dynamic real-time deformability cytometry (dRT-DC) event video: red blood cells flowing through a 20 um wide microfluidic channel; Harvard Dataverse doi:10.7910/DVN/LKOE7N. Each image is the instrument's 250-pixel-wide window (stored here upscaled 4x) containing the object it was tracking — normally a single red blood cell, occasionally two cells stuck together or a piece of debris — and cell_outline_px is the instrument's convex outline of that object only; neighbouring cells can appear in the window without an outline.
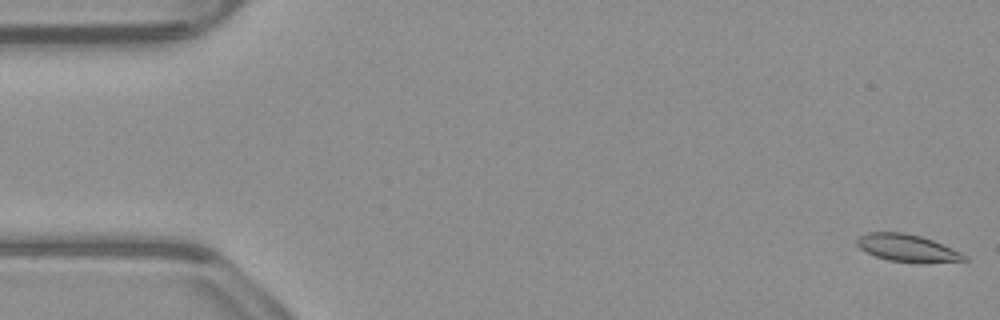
{"species": "common noctule bat (a hibernating species)", "species_latin": "Nyctalus noctula", "temperature_condition": "warm", "stored_images_in_passage": 54, "segment_of_instrument_passage": [1, 2], "camera_frame_rate_fps": 3000, "um_per_image_px": 0.085, "animal": {"sex": "male", "body_mass_g": 23.1, "forearm_length_mm": 52.7}, "frame": {"image": 1, "passage_image": 1, "time_ms": 0.0, "image_size_px": [1000, 320], "cell_outline_px": [[968, 260], [920, 264], [888, 260], [876, 256], [860, 248], [856, 244], [856, 240], [860, 236], [868, 232], [904, 232], [920, 236], [932, 240], [960, 252], [968, 256]], "centroid_in_image_um": [77.14, 21.1], "position_along_channel_um": 7.9, "area_um2": 17.17}}
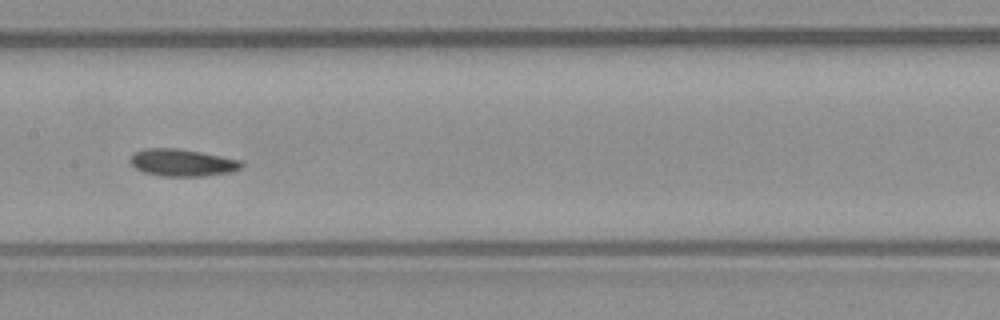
{"frame": {"image": 2, "passage_image": 26, "time_ms": 8.333, "image_size_px": [1000, 320], "cell_outline_px": [[244, 164], [240, 168], [232, 172], [204, 176], [160, 176], [144, 172], [136, 168], [128, 160], [136, 152], [144, 148], [176, 148], [200, 152], [240, 160]], "centroid_in_image_um": [15.49, 13.83], "position_along_channel_um": 191.9, "area_um2": 17.51}}
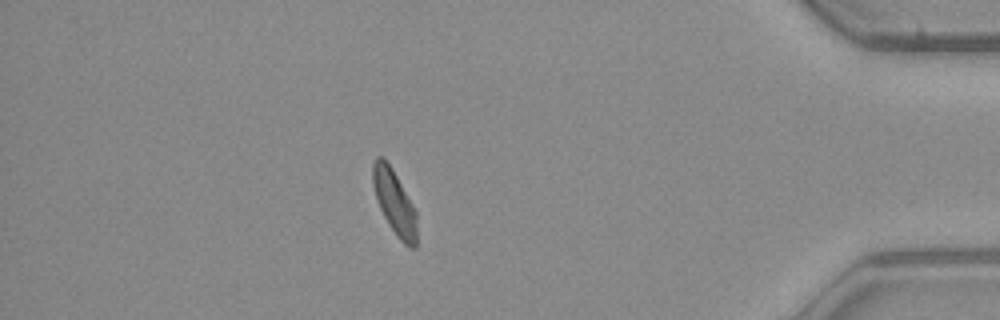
{"frame": {"image": 3, "passage_image": 46, "time_ms": 15.0, "image_size_px": [1000, 320], "cell_outline_px": [[416, 248], [412, 248], [404, 244], [396, 236], [388, 224], [380, 208], [372, 184], [372, 164], [376, 156], [380, 156], [392, 168], [416, 208]], "centroid_in_image_um": [33.54, 17.2], "position_along_channel_um": 401.7, "area_um2": 16.59}}